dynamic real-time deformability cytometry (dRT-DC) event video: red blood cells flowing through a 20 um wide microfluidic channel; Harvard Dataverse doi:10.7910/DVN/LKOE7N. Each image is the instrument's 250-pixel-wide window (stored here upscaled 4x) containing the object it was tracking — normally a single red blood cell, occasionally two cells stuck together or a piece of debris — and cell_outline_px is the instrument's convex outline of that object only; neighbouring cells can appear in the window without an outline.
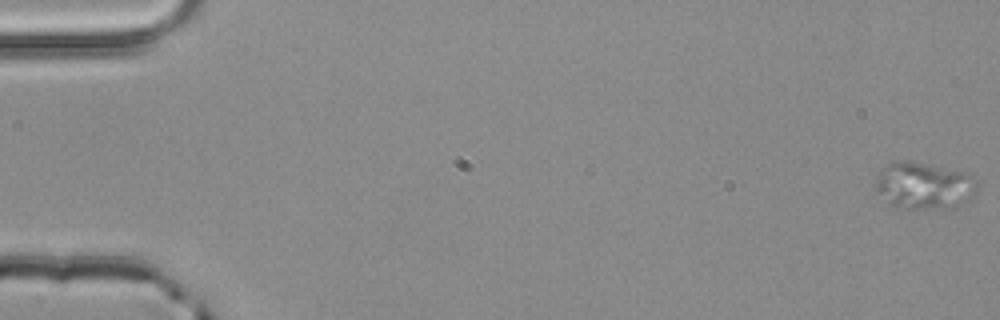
{"species": "common noctule bat (a hibernating species)", "species_latin": "Nyctalus noctula", "temperature_condition": "room temperature", "stored_images_in_passage": 4, "segment_of_instrument_passage": [1, 2], "camera_frame_rate_fps": 3000, "um_per_image_px": 0.085, "animal": {"sex": "male", "body_mass_g": 20.4}, "frame": {"image": 1, "passage_image": 1, "time_ms": 0.0, "image_size_px": [1000, 320], "cell_outline_px": [[976, 192], [968, 200], [944, 208], [904, 208], [888, 204], [876, 192], [876, 176], [880, 168], [884, 164], [924, 164], [968, 172], [976, 180]], "centroid_in_image_um": [78.51, 15.8], "position_along_channel_um": 6.5, "area_um2": 27.05}}